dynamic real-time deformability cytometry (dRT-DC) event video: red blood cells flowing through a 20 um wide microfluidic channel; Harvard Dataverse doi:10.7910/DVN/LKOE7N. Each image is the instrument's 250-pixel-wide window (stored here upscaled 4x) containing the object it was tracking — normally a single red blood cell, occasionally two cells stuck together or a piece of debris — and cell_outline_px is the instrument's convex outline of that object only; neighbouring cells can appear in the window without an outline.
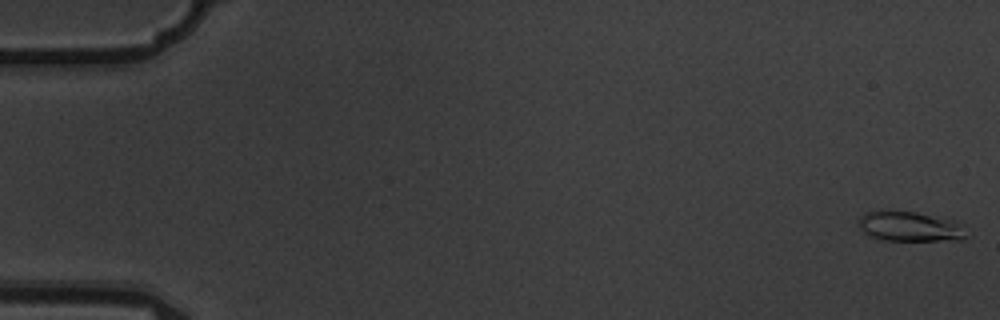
{"species": "common noctule bat (a hibernating species)", "species_latin": "Nyctalus noctula", "temperature_condition": "warm", "stored_images_in_passage": 5, "camera_frame_rate_fps": 3000, "um_per_image_px": 0.085, "animal": {"sex": "male", "body_mass_g": 19.5, "forearm_length_mm": 54.6}, "frame": {"image": 1, "passage_image": 1, "time_ms": 0.0, "image_size_px": [1000, 320], "cell_outline_px": [[964, 236], [960, 240], [880, 240], [864, 232], [860, 228], [860, 216], [864, 212], [916, 212], [956, 220]], "centroid_in_image_um": [77.3, 19.26], "position_along_channel_um": 7.7, "area_um2": 18.09}}